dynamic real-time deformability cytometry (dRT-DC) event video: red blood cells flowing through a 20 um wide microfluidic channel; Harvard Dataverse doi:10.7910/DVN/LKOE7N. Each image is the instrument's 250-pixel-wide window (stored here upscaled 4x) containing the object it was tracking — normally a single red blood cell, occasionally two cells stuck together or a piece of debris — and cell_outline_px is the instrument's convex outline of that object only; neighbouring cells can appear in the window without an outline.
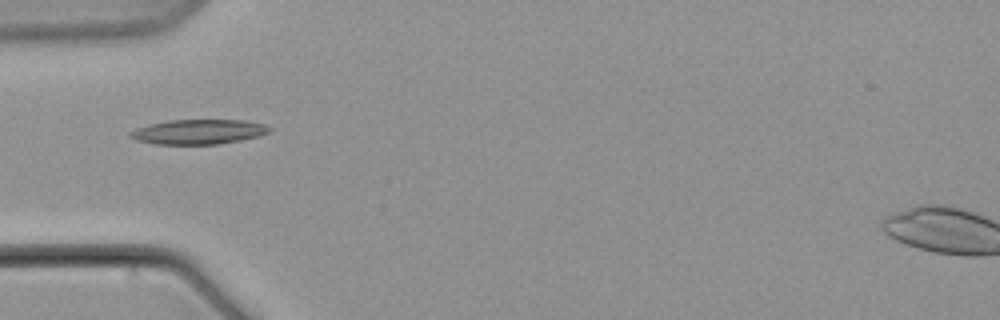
{"species": "common noctule bat (a hibernating species)", "species_latin": "Nyctalus noctula", "temperature_condition": "warm", "stored_images_in_passage": 7, "camera_frame_rate_fps": 3000, "um_per_image_px": 0.085, "animal": {"sex": "male", "body_mass_g": 21.5, "forearm_length_mm": 52.0}, "frame": {"image": 1, "passage_image": 5, "time_ms": 7.0, "image_size_px": [1000, 320], "cell_outline_px": [[272, 128], [268, 132], [260, 136], [240, 140], [216, 144], [156, 144], [136, 140], [128, 136], [128, 132], [136, 128], [148, 124], [168, 120], [244, 120], [264, 124]], "centroid_in_image_um": [16.84, 11.2], "position_along_channel_um": 68.2, "area_um2": 20.11}}
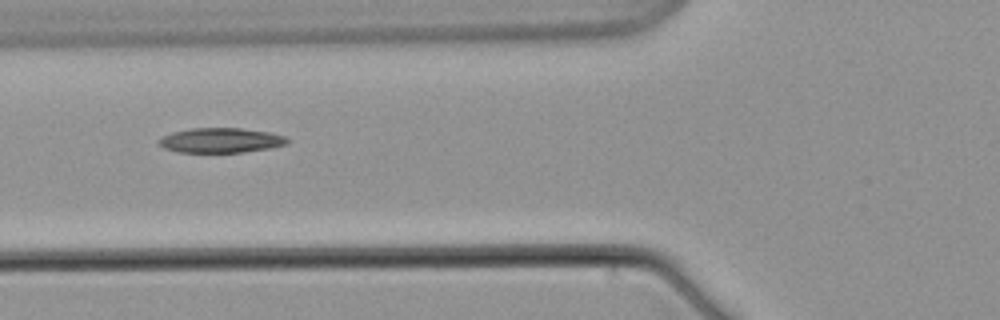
{"frame": {"image": 2, "passage_image": 6, "time_ms": 8.333, "image_size_px": [1000, 320], "cell_outline_px": [[288, 144], [268, 148], [244, 152], [176, 152], [164, 148], [156, 140], [172, 132], [192, 128], [240, 128], [272, 132], [284, 136], [288, 140]], "centroid_in_image_um": [18.76, 11.92], "position_along_channel_um": 107.0, "area_um2": 18.55}}